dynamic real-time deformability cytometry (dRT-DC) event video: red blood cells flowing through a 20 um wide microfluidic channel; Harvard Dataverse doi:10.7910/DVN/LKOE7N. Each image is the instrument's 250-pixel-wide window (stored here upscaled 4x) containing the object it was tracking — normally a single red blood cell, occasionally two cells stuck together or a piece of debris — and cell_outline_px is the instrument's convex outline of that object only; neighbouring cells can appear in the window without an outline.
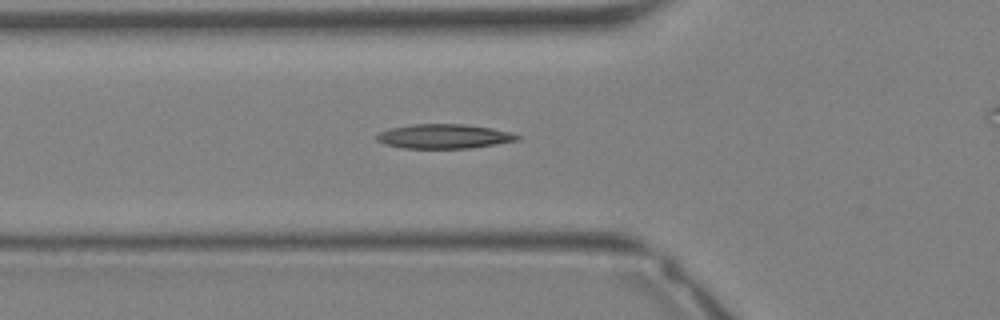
{"species": "Egyptian fruit bat (a non-hibernating species)", "species_latin": "Rousettus aegyptiacus", "temperature_condition": "warm", "stored_images_in_passage": 28, "camera_frame_rate_fps": 3000, "um_per_image_px": 0.085, "animal": {"sex": "female"}, "frame": {"image": 1, "passage_image": 10, "time_ms": 3.0, "image_size_px": [1000, 320], "cell_outline_px": [[520, 140], [472, 148], [404, 148], [384, 144], [376, 140], [376, 136], [380, 132], [392, 128], [412, 124], [464, 124], [492, 128], [512, 132], [520, 136]], "centroid_in_image_um": [37.78, 11.59], "position_along_channel_um": 88.0, "area_um2": 20.0}}
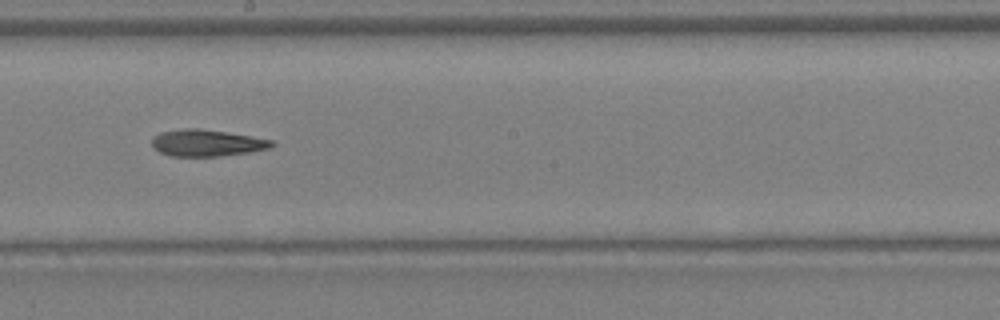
{"frame": {"image": 2, "passage_image": 17, "time_ms": 5.333, "image_size_px": [1000, 320], "cell_outline_px": [[276, 144], [268, 148], [252, 152], [220, 156], [172, 156], [160, 152], [152, 148], [152, 140], [160, 132], [184, 128], [200, 128], [228, 132], [276, 140]], "centroid_in_image_um": [17.63, 12.14], "position_along_channel_um": 230.6, "area_um2": 18.84}}
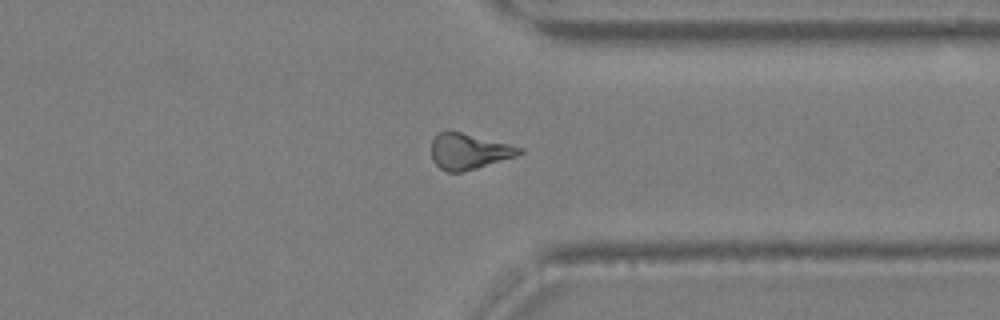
{"frame": {"image": 3, "passage_image": 24, "time_ms": 7.667, "image_size_px": [1000, 320], "cell_outline_px": [[524, 152], [516, 156], [476, 168], [460, 172], [448, 172], [440, 168], [432, 160], [432, 140], [440, 132], [460, 132], [524, 148]], "centroid_in_image_um": [39.86, 12.88], "position_along_channel_um": 371.5, "area_um2": 17.92}}